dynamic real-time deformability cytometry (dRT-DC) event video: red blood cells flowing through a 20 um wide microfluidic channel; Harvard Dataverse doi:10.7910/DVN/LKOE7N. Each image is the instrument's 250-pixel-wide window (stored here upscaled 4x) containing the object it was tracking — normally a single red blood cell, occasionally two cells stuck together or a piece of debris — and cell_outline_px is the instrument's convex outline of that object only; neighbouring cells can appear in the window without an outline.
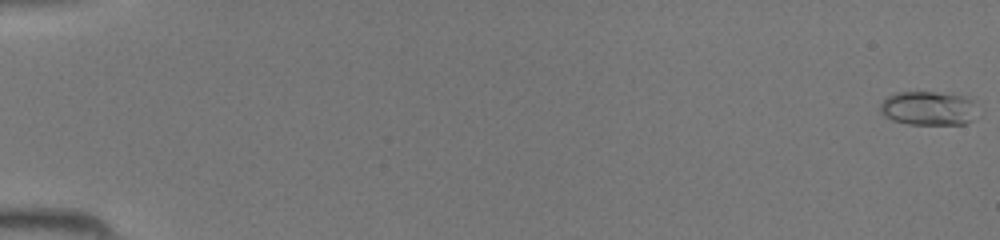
{"species": "common noctule bat (a hibernating species)", "species_latin": "Nyctalus noctula", "temperature_condition": "room temperature", "stored_images_in_passage": 46, "camera_frame_rate_fps": 3000, "um_per_image_px": 0.085, "animal": {"sex": "female", "body_mass_g": 19.5, "forearm_length_mm": 54.1}, "frame": {"image": 1, "passage_image": 1, "time_ms": 0.0, "image_size_px": [1000, 240], "cell_outline_px": [[972, 120], [964, 124], [908, 124], [892, 120], [884, 116], [880, 112], [880, 104], [888, 96], [896, 92], [936, 92], [964, 96], [972, 100]], "centroid_in_image_um": [78.82, 9.2], "position_along_channel_um": 6.2, "area_um2": 18.96}}
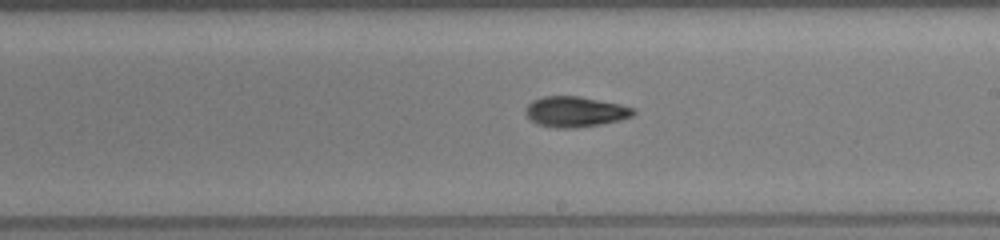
{"frame": {"image": 2, "passage_image": 28, "time_ms": 9.0, "image_size_px": [1000, 240], "cell_outline_px": [[636, 112], [632, 116], [620, 120], [600, 124], [576, 128], [556, 128], [536, 124], [524, 112], [524, 108], [532, 100], [544, 96], [580, 96], [620, 104], [636, 108]], "centroid_in_image_um": [48.89, 9.49], "position_along_channel_um": 240.1, "area_um2": 19.31}}
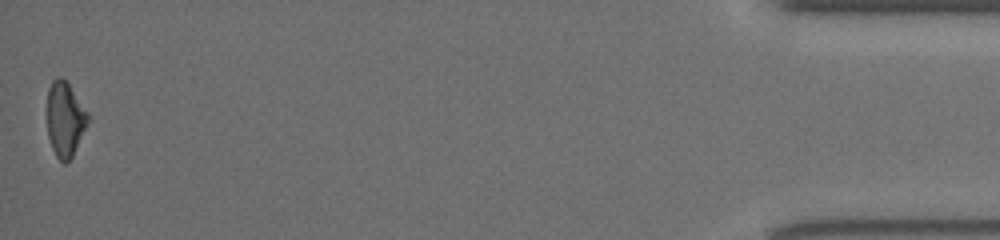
{"frame": {"image": 3, "passage_image": 46, "time_ms": 15.0, "image_size_px": [1000, 240], "cell_outline_px": [[88, 120], [72, 156], [64, 164], [56, 156], [52, 148], [48, 136], [48, 88], [52, 80], [56, 76], [60, 76], [68, 84], [88, 112]], "centroid_in_image_um": [5.5, 10.11], "position_along_channel_um": 429.7, "area_um2": 17.28}}